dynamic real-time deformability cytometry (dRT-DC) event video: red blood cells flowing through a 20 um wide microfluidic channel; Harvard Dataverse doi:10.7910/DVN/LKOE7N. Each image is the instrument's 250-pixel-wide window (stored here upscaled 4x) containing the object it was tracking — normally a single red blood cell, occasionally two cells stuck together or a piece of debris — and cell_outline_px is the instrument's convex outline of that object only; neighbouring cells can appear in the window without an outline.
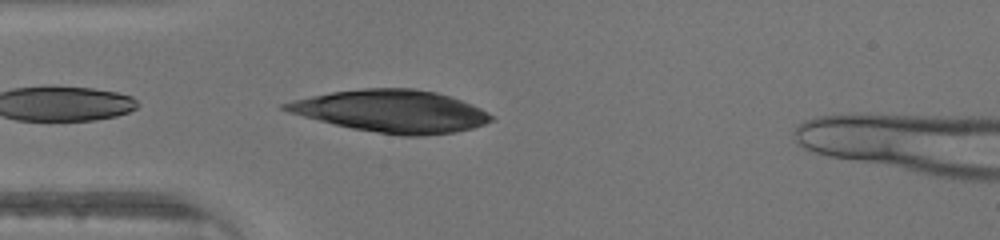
{"species": "human", "species_latin": "Homo sapiens", "temperature_condition": "warm", "stored_images_in_passage": 22, "camera_frame_rate_fps": 3000, "um_per_image_px": 0.085, "donor": {"sex": "male"}, "frame": {"image": 1, "passage_image": 1, "time_ms": 0.0, "image_size_px": [1000, 240], "cell_outline_px": [[496, 116], [492, 120], [484, 124], [472, 128], [456, 132], [424, 136], [400, 136], [352, 128], [288, 112], [280, 108], [280, 104], [292, 100], [332, 92], [364, 88], [412, 88], [436, 92], [472, 104]], "centroid_in_image_um": [33.31, 9.45], "position_along_channel_um": 51.7, "area_um2": 50.52}}
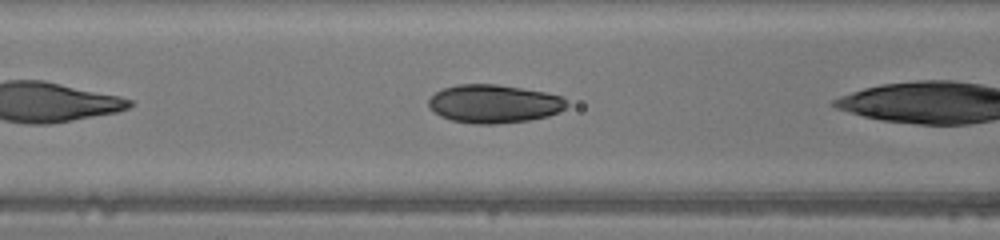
{"frame": {"image": 2, "passage_image": 4, "time_ms": 1.0, "image_size_px": [1000, 240], "cell_outline_px": [[568, 104], [560, 112], [548, 116], [528, 120], [496, 124], [476, 124], [452, 120], [440, 116], [428, 108], [428, 100], [436, 92], [444, 88], [456, 84], [496, 84], [544, 92], [564, 96]], "centroid_in_image_um": [41.98, 8.82], "position_along_channel_um": 124.6, "area_um2": 30.92}}
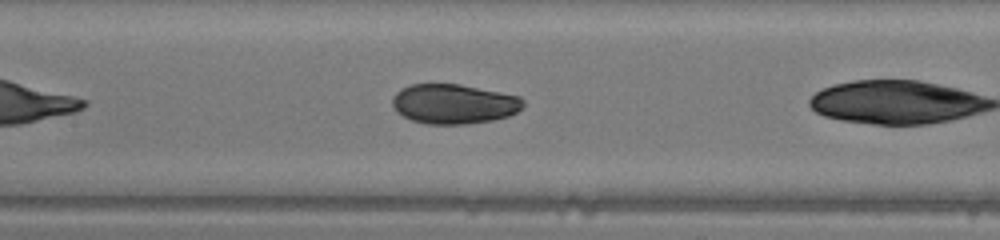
{"frame": {"image": 3, "passage_image": 7, "time_ms": 2.0, "image_size_px": [1000, 240], "cell_outline_px": [[524, 108], [508, 116], [492, 120], [464, 124], [428, 124], [412, 120], [396, 112], [392, 104], [392, 96], [400, 88], [408, 84], [460, 84], [520, 96], [524, 100]], "centroid_in_image_um": [38.56, 8.82], "position_along_channel_um": 168.8, "area_um2": 30.46}}